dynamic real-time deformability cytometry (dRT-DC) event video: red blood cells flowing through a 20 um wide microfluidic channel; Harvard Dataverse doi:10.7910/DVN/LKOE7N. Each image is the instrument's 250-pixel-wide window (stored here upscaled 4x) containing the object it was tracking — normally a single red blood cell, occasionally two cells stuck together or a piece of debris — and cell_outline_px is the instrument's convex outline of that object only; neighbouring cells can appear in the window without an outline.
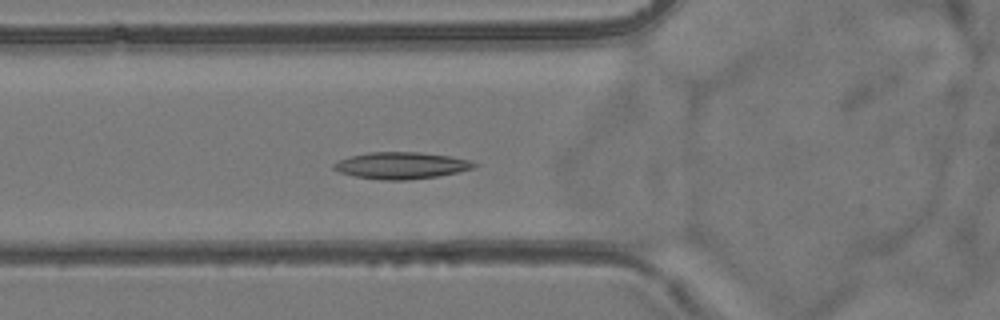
{"species": "common noctule bat (a hibernating species)", "species_latin": "Nyctalus noctula", "temperature_condition": "room temperature", "stored_images_in_passage": 38, "camera_frame_rate_fps": 3000, "um_per_image_px": 0.085, "animal": {"sex": "female", "body_mass_g": 24.6, "forearm_length_mm": 56.2}, "frame": {"image": 1, "passage_image": 3, "time_ms": 0.667, "image_size_px": [1000, 320], "cell_outline_px": [[480, 164], [472, 168], [460, 172], [436, 176], [404, 180], [380, 180], [356, 176], [340, 172], [332, 168], [332, 164], [348, 156], [368, 152], [420, 152], [448, 156], [468, 160]], "centroid_in_image_um": [34.09, 14.06], "position_along_channel_um": 91.7, "area_um2": 21.79}}
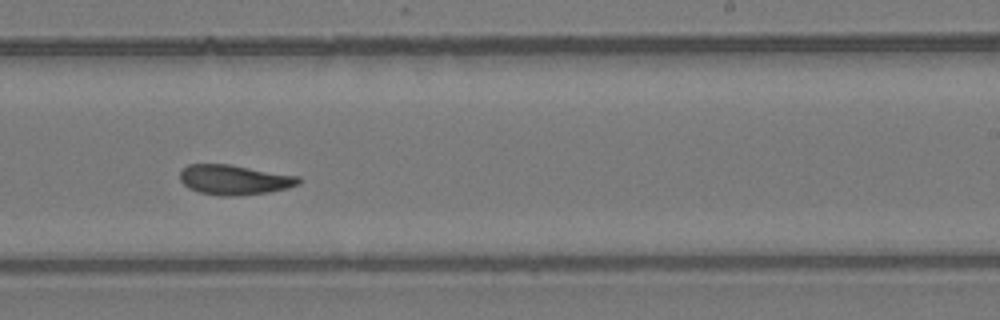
{"frame": {"image": 2, "passage_image": 17, "time_ms": 5.333, "image_size_px": [1000, 320], "cell_outline_px": [[300, 184], [288, 188], [268, 192], [236, 196], [220, 196], [200, 192], [188, 188], [180, 180], [180, 168], [188, 164], [228, 164], [300, 176]], "centroid_in_image_um": [19.9, 15.28], "position_along_channel_um": 269.1, "area_um2": 20.81}}
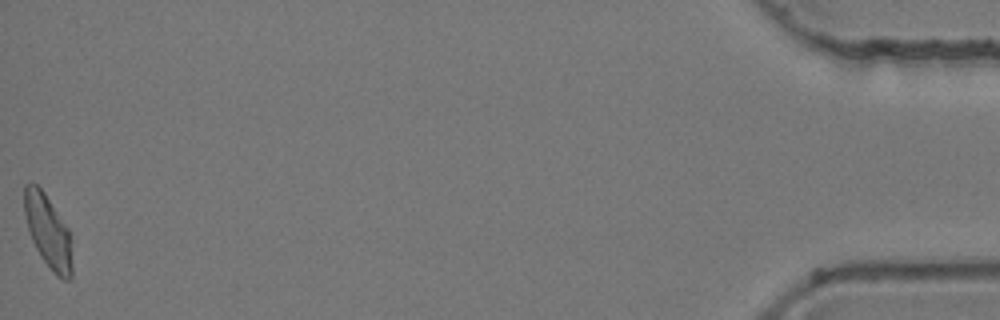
{"frame": {"image": 3, "passage_image": 38, "time_ms": 12.333, "image_size_px": [1000, 320], "cell_outline_px": [[72, 280], [64, 280], [56, 276], [52, 272], [40, 256], [32, 240], [28, 228], [24, 212], [24, 184], [28, 180], [32, 180], [44, 192], [68, 228], [72, 264]], "centroid_in_image_um": [4.06, 19.66], "position_along_channel_um": 431.1, "area_um2": 20.4}, "authors_computed_cell_mechanics": {"area_um2": 20.4323, "velocity_mm_per_s": 3.7908, "shape_relaxation_time_tau1_ms": null, "shape_relaxation_time_tau2_ms": 2.9488, "deformation_change_tau1": null, "deformation_change_tau2": 0.0895}}